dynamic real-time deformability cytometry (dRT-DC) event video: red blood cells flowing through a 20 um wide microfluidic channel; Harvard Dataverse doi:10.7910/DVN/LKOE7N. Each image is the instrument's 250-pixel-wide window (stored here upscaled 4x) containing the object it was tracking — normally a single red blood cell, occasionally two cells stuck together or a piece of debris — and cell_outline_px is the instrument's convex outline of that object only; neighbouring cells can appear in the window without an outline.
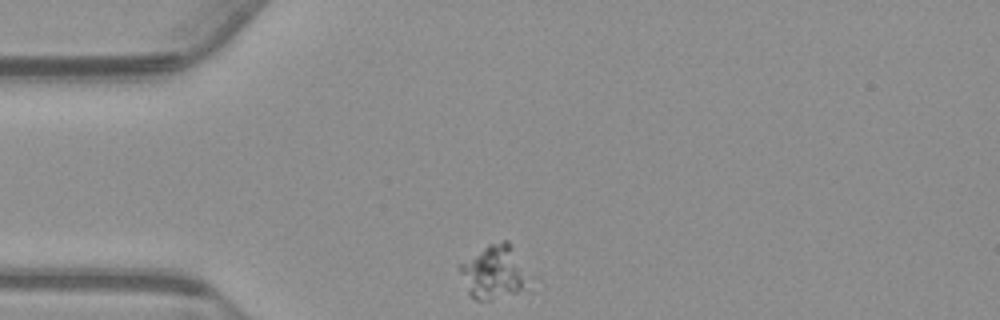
{"species": "common noctule bat (a hibernating species)", "species_latin": "Nyctalus noctula", "temperature_condition": "warm", "stored_images_in_passage": 44, "camera_frame_rate_fps": 3000, "um_per_image_px": 0.085, "animal": {"sex": "male", "body_mass_g": 23.1, "forearm_length_mm": 52.7}, "frame": {"image": 1, "passage_image": 1, "time_ms": 0.0, "image_size_px": [1000, 320], "cell_outline_px": [[532, 292], [492, 300], [476, 300], [468, 292], [456, 268], [460, 264], [488, 244], [504, 240], [508, 240], [512, 244], [532, 288]], "centroid_in_image_um": [42.03, 23.2], "position_along_channel_um": 43.0, "area_um2": 22.2}}
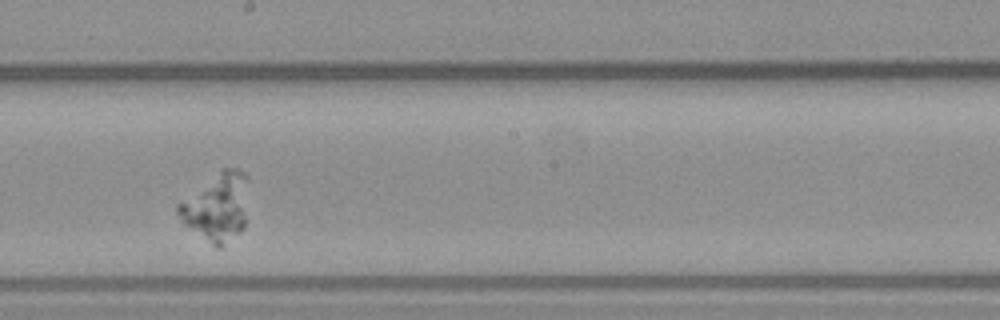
{"frame": {"image": 2, "passage_image": 19, "time_ms": 6.0, "image_size_px": [1000, 320], "cell_outline_px": [[248, 176], [244, 228], [240, 232], [220, 248], [216, 248], [184, 224], [176, 212], [176, 204], [224, 168], [236, 168], [244, 172]], "centroid_in_image_um": [18.43, 17.61], "position_along_channel_um": 229.8, "area_um2": 27.57}}
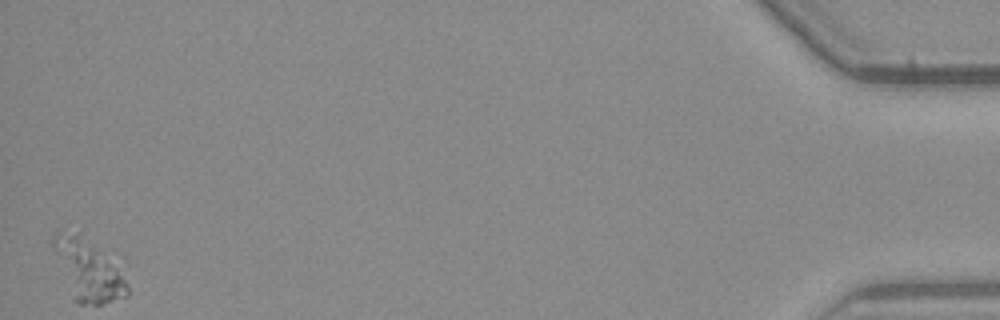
{"frame": {"image": 3, "passage_image": 44, "time_ms": 14.333, "image_size_px": [1000, 320], "cell_outline_px": [[128, 296], [100, 304], [76, 304], [72, 300], [52, 248], [52, 236], [56, 232], [80, 232], [116, 264], [128, 288]], "centroid_in_image_um": [7.43, 22.96], "position_along_channel_um": 427.8, "area_um2": 26.3}}